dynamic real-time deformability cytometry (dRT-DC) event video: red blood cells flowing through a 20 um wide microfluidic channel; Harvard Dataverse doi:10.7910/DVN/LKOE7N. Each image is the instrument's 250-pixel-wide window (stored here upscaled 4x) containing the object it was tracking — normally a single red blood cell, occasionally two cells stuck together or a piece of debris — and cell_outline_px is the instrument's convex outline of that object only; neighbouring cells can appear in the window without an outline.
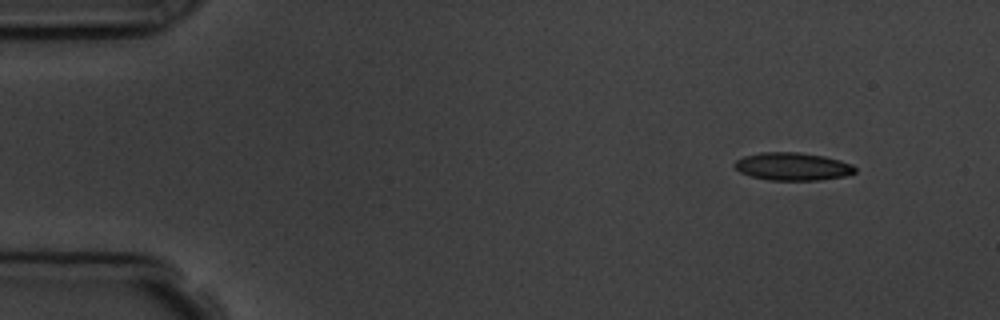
{"species": "common noctule bat (a hibernating species)", "species_latin": "Nyctalus noctula", "temperature_condition": "room temperature", "stored_images_in_passage": 4, "camera_frame_rate_fps": 3000, "um_per_image_px": 0.085, "animal": {"sex": "male", "body_mass_g": 19.5, "forearm_length_mm": 54.6}, "frame": {"image": 1, "passage_image": 1, "time_ms": 0.0, "image_size_px": [1000, 320], "cell_outline_px": [[856, 172], [844, 176], [820, 180], [768, 180], [752, 176], [740, 172], [732, 164], [736, 160], [744, 156], [760, 152], [800, 152], [824, 156], [840, 160], [852, 164], [856, 168]], "centroid_in_image_um": [67.37, 14.14], "position_along_channel_um": 17.6, "area_um2": 19.59}}
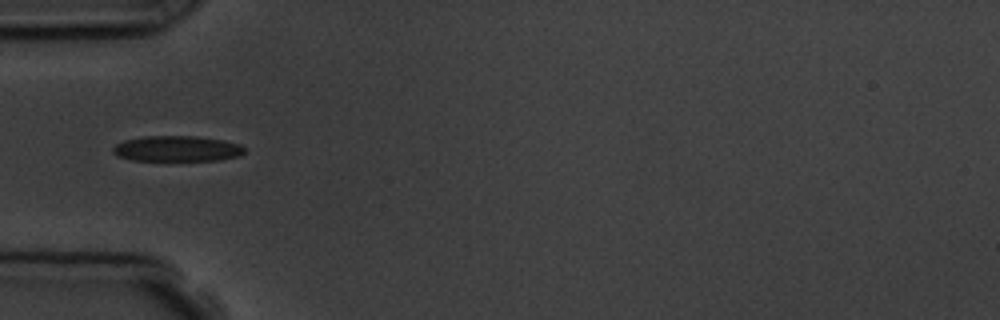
{"frame": {"image": 2, "passage_image": 4, "time_ms": 4.0, "image_size_px": [1000, 320], "cell_outline_px": [[244, 152], [240, 156], [220, 160], [168, 164], [132, 160], [116, 156], [112, 152], [112, 148], [116, 144], [124, 140], [144, 136], [196, 136], [224, 140], [240, 144], [244, 148]], "centroid_in_image_um": [15.02, 12.7], "position_along_channel_um": 70.0, "area_um2": 20.98}}